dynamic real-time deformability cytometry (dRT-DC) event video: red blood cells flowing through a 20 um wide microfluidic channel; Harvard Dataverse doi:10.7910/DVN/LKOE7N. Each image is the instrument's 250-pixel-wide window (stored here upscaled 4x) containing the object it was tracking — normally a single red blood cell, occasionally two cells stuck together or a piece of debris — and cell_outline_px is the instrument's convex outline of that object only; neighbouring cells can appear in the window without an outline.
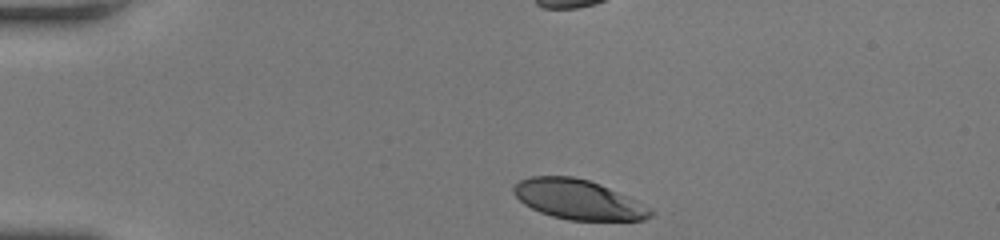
{"species": "human", "species_latin": "Homo sapiens", "temperature_condition": "room temperature", "stored_images_in_passage": 33, "camera_frame_rate_fps": 3000, "um_per_image_px": 0.085, "donor": {"sex": "female"}, "frame": {"image": 1, "passage_image": 1, "time_ms": 0.0, "image_size_px": [1000, 240], "cell_outline_px": [[656, 212], [652, 216], [644, 220], [568, 220], [552, 216], [540, 212], [524, 204], [512, 192], [512, 184], [520, 180], [532, 176], [572, 176], [588, 180], [600, 184], [636, 200], [652, 208]], "centroid_in_image_um": [49.15, 16.96], "position_along_channel_um": 35.8, "area_um2": 31.79}, "authors_computed_cell_mechanics": {"area_um2": 35.0268, "velocity_mm_per_s": 4.1402, "shape_relaxation_time_tau1_ms": 2.9624, "shape_relaxation_time_tau2_ms": null, "deformation_change_tau1": 0.1779, "deformation_change_tau2": null}}